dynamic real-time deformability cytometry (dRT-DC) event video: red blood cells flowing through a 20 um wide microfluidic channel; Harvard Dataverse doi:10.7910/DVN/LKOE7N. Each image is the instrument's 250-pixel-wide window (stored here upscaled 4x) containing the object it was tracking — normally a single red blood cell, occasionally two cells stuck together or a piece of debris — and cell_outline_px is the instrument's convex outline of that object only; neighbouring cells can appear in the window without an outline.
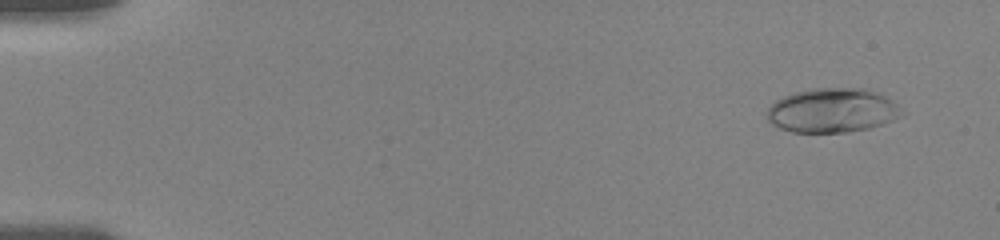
{"species": "human", "species_latin": "Homo sapiens", "temperature_condition": "room temperature", "stored_images_in_passage": 6, "camera_frame_rate_fps": 3000, "um_per_image_px": 0.085, "donor": {"sex": "female"}, "frame": {"image": 1, "passage_image": 2, "time_ms": 1.0, "image_size_px": [1000, 240], "cell_outline_px": [[908, 112], [904, 116], [868, 128], [848, 132], [792, 132], [780, 128], [772, 124], [764, 116], [768, 108], [776, 100], [784, 96], [796, 92], [812, 88], [864, 88], [880, 92], [888, 96]], "centroid_in_image_um": [70.81, 9.37], "position_along_channel_um": 14.2, "area_um2": 35.32}}
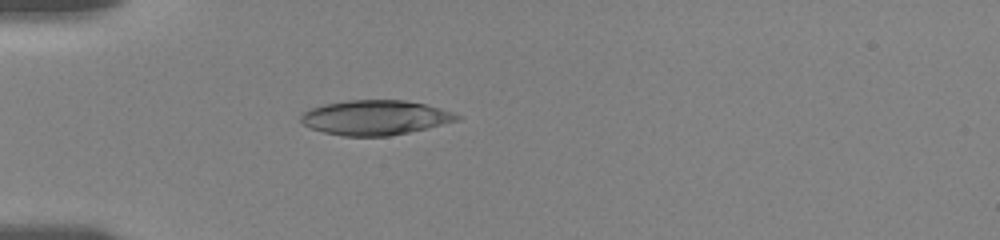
{"frame": {"image": 2, "passage_image": 6, "time_ms": 5.333, "image_size_px": [1000, 240], "cell_outline_px": [[464, 116], [460, 120], [408, 132], [388, 136], [344, 136], [324, 132], [312, 128], [304, 124], [300, 120], [300, 112], [324, 104], [348, 100], [404, 100], [424, 104], [440, 108]], "centroid_in_image_um": [31.89, 9.99], "position_along_channel_um": 53.1, "area_um2": 31.5}}